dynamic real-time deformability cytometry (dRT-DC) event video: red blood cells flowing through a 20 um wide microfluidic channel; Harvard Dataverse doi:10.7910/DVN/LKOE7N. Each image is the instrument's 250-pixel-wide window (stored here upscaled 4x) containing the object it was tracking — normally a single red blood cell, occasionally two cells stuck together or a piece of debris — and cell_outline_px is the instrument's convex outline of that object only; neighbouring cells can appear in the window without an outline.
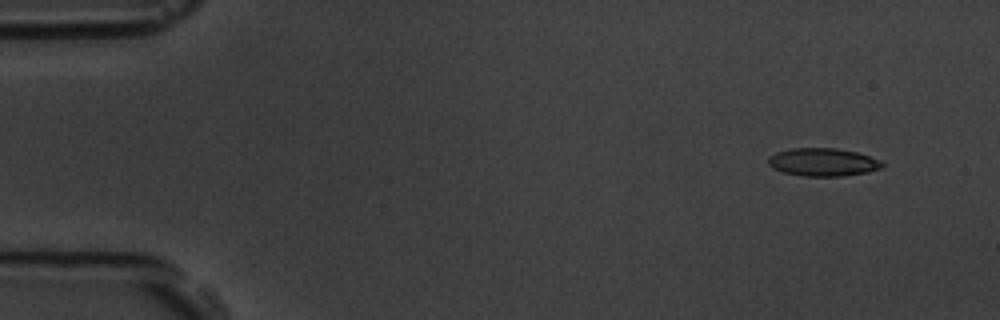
{"species": "common noctule bat (a hibernating species)", "species_latin": "Nyctalus noctula", "temperature_condition": "room temperature", "stored_images_in_passage": 3, "camera_frame_rate_fps": 3000, "um_per_image_px": 0.085, "animal": {"sex": "male", "body_mass_g": 19.5, "forearm_length_mm": 54.6}, "frame": {"image": 1, "passage_image": 1, "time_ms": 0.0, "image_size_px": [1000, 320], "cell_outline_px": [[884, 164], [880, 168], [868, 172], [844, 176], [804, 176], [784, 172], [772, 168], [768, 164], [768, 156], [776, 152], [792, 148], [836, 148], [856, 152], [868, 156]], "centroid_in_image_um": [69.89, 13.78], "position_along_channel_um": 15.1, "area_um2": 18.44}}